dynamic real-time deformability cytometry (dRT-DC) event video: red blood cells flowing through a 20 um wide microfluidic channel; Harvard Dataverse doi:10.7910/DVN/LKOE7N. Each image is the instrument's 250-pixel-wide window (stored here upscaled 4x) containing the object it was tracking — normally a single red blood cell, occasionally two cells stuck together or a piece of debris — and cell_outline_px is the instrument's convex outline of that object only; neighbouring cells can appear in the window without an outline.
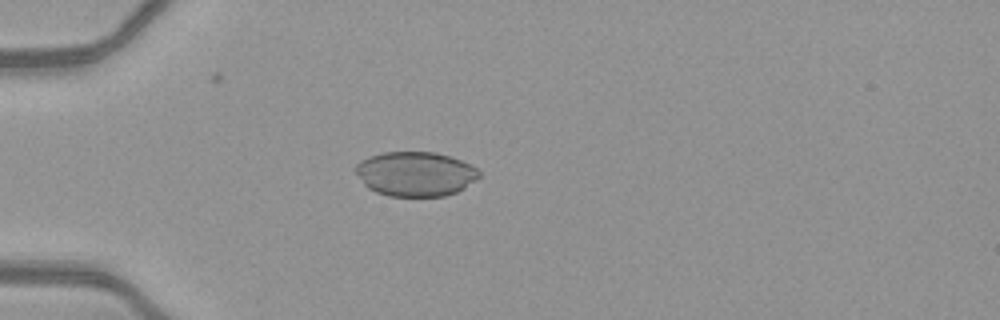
{"species": "common noctule bat (a hibernating species)", "species_latin": "Nyctalus noctula", "temperature_condition": "warm", "stored_images_in_passage": 45, "camera_frame_rate_fps": 3000, "um_per_image_px": 0.085, "animal": {"sex": "female", "body_mass_g": 21.9}, "frame": {"image": 1, "passage_image": 14, "time_ms": 4.333, "image_size_px": [1000, 320], "cell_outline_px": [[480, 176], [476, 180], [464, 188], [456, 192], [444, 196], [388, 196], [376, 192], [368, 188], [364, 184], [352, 168], [360, 160], [368, 156], [384, 152], [436, 152], [460, 160], [476, 168], [480, 172]], "centroid_in_image_um": [35.27, 14.78], "position_along_channel_um": 49.7, "area_um2": 32.19}}
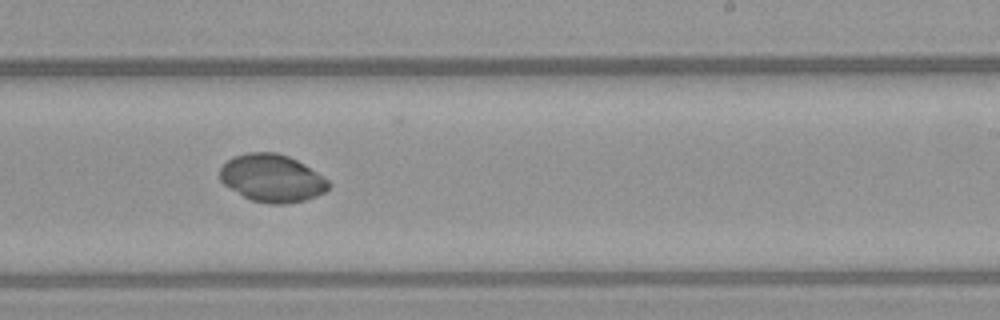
{"frame": {"image": 2, "passage_image": 31, "time_ms": 10.0, "image_size_px": [1000, 320], "cell_outline_px": [[332, 184], [324, 192], [316, 196], [304, 200], [284, 204], [268, 204], [252, 200], [244, 196], [224, 184], [220, 180], [220, 168], [232, 156], [248, 152], [276, 152], [288, 156], [304, 164], [324, 176]], "centroid_in_image_um": [23.13, 15.14], "position_along_channel_um": 265.9, "area_um2": 30.11}}
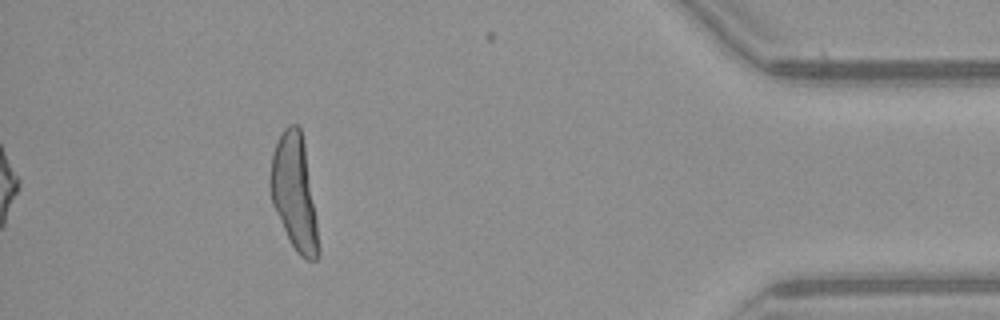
{"frame": {"image": 3, "passage_image": 45, "time_ms": 14.667, "image_size_px": [1000, 320], "cell_outline_px": [[320, 256], [316, 260], [308, 260], [300, 256], [296, 252], [272, 204], [268, 188], [268, 180], [272, 152], [284, 128], [288, 124], [296, 124], [300, 128], [304, 144], [316, 220], [320, 248]], "centroid_in_image_um": [24.99, 16.38], "position_along_channel_um": 410.2, "area_um2": 32.08}}